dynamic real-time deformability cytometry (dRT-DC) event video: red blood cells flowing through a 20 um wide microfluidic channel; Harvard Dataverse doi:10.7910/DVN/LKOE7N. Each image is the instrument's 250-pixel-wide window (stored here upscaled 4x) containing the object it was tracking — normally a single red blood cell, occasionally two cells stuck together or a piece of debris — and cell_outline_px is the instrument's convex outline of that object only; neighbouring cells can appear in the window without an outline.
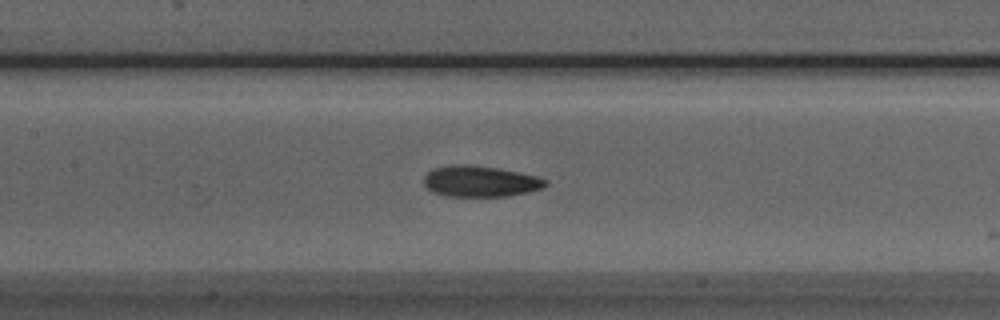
{"species": "Egyptian fruit bat (a non-hibernating species)", "species_latin": "Rousettus aegyptiacus", "temperature_condition": "room temperature", "stored_images_in_passage": 37, "camera_frame_rate_fps": 3000, "um_per_image_px": 0.085, "animal": {"sex": "male"}, "frame": {"image": 1, "passage_image": 15, "time_ms": 4.667, "image_size_px": [1000, 320], "cell_outline_px": [[548, 184], [544, 188], [528, 192], [508, 196], [444, 196], [432, 192], [424, 184], [424, 176], [432, 168], [452, 164], [472, 164], [496, 168], [540, 176], [548, 180]], "centroid_in_image_um": [40.83, 15.4], "position_along_channel_um": 166.6, "area_um2": 22.31}}
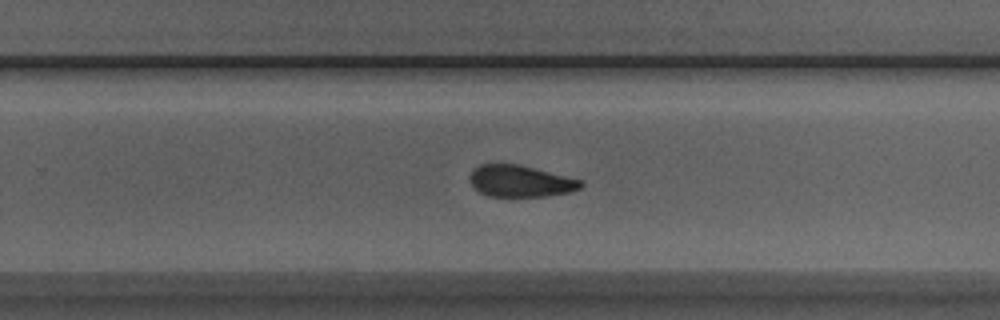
{"frame": {"image": 2, "passage_image": 24, "time_ms": 7.667, "image_size_px": [1000, 320], "cell_outline_px": [[584, 184], [580, 188], [568, 192], [548, 196], [488, 196], [480, 192], [468, 180], [468, 176], [472, 168], [480, 164], [520, 164], [584, 180]], "centroid_in_image_um": [44.23, 15.38], "position_along_channel_um": 285.6, "area_um2": 20.69}}
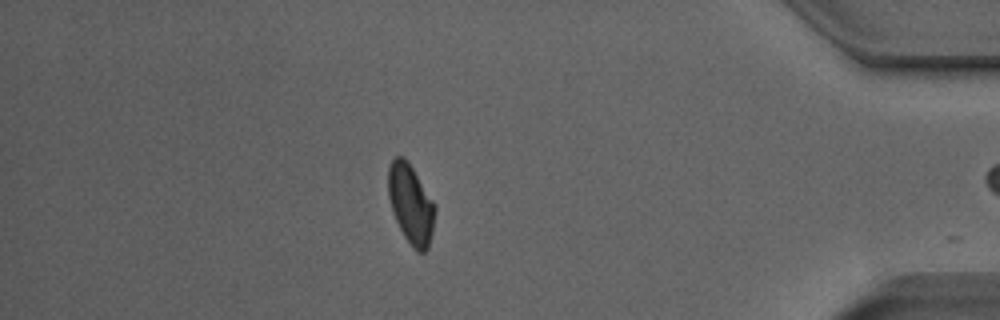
{"frame": {"image": 3, "passage_image": 36, "time_ms": 11.667, "image_size_px": [1000, 320], "cell_outline_px": [[436, 208], [432, 232], [428, 248], [424, 252], [416, 252], [404, 236], [392, 212], [388, 196], [388, 168], [392, 160], [396, 156], [404, 156], [436, 204]], "centroid_in_image_um": [34.92, 17.35], "position_along_channel_um": 400.3, "area_um2": 21.62}, "authors_computed_cell_mechanics": {"area_um2": 21.6172, "velocity_mm_per_s": 3.9775, "shape_relaxation_time_tau1_ms": null, "shape_relaxation_time_tau2_ms": 2.1574, "deformation_change_tau1": null, "deformation_change_tau2": 0.0812}}